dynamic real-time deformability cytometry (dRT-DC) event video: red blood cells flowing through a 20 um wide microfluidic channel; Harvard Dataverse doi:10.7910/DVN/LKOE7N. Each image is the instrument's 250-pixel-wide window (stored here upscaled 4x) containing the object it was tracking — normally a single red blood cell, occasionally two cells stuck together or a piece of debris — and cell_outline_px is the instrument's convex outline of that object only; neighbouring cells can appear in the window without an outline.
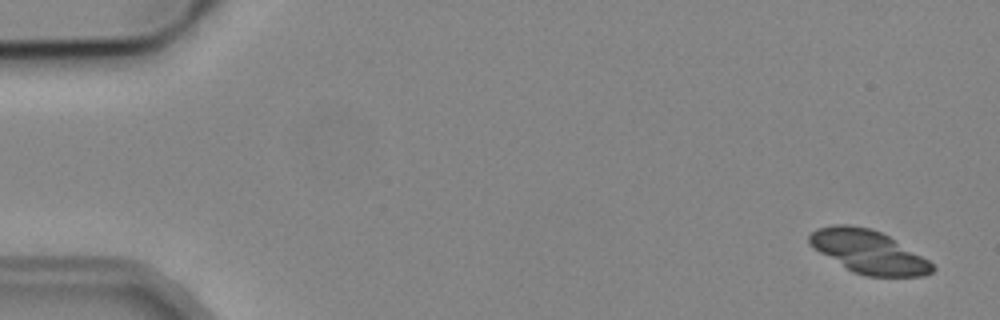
{"species": "common noctule bat (a hibernating species)", "species_latin": "Nyctalus noctula", "temperature_condition": "cold", "stored_images_in_passage": 4, "camera_frame_rate_fps": 3000, "um_per_image_px": 0.085, "animal": {"sex": "male", "body_mass_g": 19.2, "forearm_length_mm": 51.8}, "frame": {"image": 1, "passage_image": 1, "time_ms": 0.0, "image_size_px": [1000, 320], "cell_outline_px": [[936, 268], [932, 272], [924, 276], [864, 276], [852, 272], [820, 252], [808, 244], [808, 236], [816, 228], [832, 224], [848, 224], [872, 228], [888, 236], [928, 260]], "centroid_in_image_um": [73.78, 21.39], "position_along_channel_um": 11.2, "area_um2": 30.75}}